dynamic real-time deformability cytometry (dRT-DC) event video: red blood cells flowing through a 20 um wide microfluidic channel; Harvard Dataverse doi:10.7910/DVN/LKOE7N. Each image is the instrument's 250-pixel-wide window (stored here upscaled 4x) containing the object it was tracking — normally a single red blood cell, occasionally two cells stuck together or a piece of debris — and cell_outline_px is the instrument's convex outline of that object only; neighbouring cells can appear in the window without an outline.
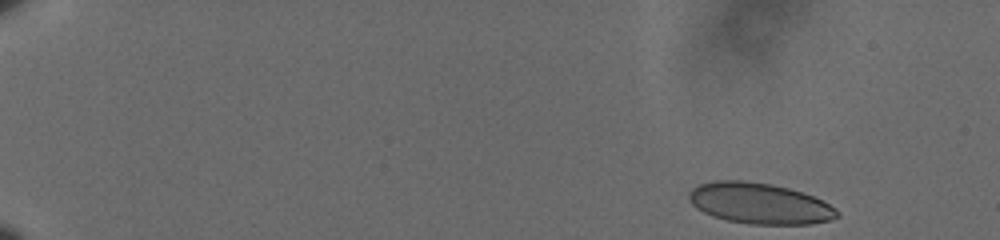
{"species": "human", "species_latin": "Homo sapiens", "temperature_condition": "cold", "stored_images_in_passage": 38, "camera_frame_rate_fps": 3000, "um_per_image_px": 0.085, "donor": {"sex": "male"}, "frame": {"image": 1, "passage_image": 1, "time_ms": 0.0, "image_size_px": [1000, 240], "cell_outline_px": [[840, 216], [828, 220], [812, 224], [748, 224], [728, 220], [712, 216], [696, 208], [688, 200], [688, 192], [692, 188], [700, 184], [716, 180], [740, 180], [768, 184], [788, 188], [812, 196], [836, 208], [840, 212]], "centroid_in_image_um": [64.53, 17.29], "position_along_channel_um": 20.5, "area_um2": 35.14}}
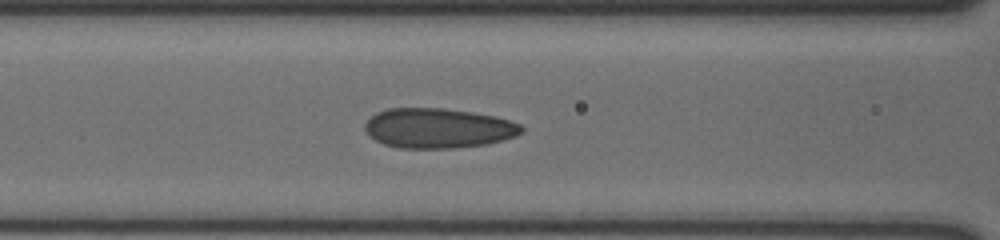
{"frame": {"image": 2, "passage_image": 16, "time_ms": 5.0, "image_size_px": [1000, 240], "cell_outline_px": [[524, 132], [516, 136], [504, 140], [484, 144], [456, 148], [400, 148], [384, 144], [368, 136], [364, 128], [364, 124], [376, 112], [388, 108], [444, 108], [472, 112], [496, 116], [520, 124], [524, 128]], "centroid_in_image_um": [37.24, 10.89], "position_along_channel_um": 129.4, "area_um2": 36.59}}
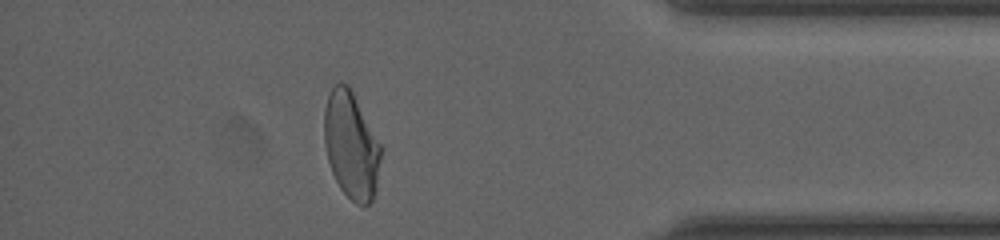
{"frame": {"image": 3, "passage_image": 33, "time_ms": 10.667, "image_size_px": [1000, 240], "cell_outline_px": [[384, 148], [376, 184], [372, 200], [368, 204], [356, 204], [340, 188], [332, 172], [328, 160], [324, 144], [324, 108], [328, 96], [332, 88], [336, 84], [348, 84]], "centroid_in_image_um": [29.87, 12.34], "position_along_channel_um": 405.3, "area_um2": 35.37}}